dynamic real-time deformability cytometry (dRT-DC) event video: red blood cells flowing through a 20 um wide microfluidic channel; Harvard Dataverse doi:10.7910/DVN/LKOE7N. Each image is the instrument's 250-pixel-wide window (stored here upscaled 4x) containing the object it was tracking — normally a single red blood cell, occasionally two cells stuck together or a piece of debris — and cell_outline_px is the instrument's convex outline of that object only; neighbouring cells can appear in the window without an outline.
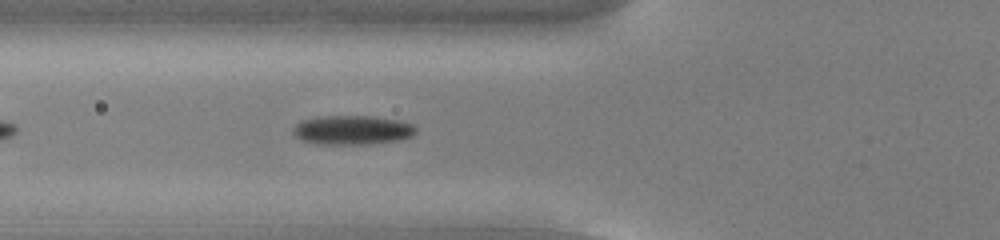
{"species": "common noctule bat (a hibernating species)", "species_latin": "Nyctalus noctula", "temperature_condition": "cold", "stored_images_in_passage": 19, "camera_frame_rate_fps": 3000, "um_per_image_px": 0.085, "animal": {"sex": "male", "body_mass_g": 13.0, "forearm_length_mm": 53.1}, "frame": {"image": 1, "passage_image": 6, "time_ms": 1.667, "image_size_px": [1000, 240], "cell_outline_px": [[416, 132], [412, 136], [400, 140], [368, 144], [316, 144], [300, 140], [292, 132], [292, 128], [296, 124], [304, 120], [324, 116], [368, 116], [396, 120], [412, 124], [416, 128]], "centroid_in_image_um": [29.93, 11.07], "position_along_channel_um": 95.9, "area_um2": 20.81}}
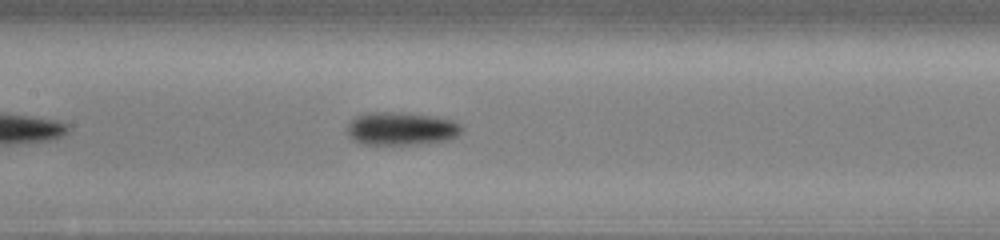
{"frame": {"image": 2, "passage_image": 12, "time_ms": 3.667, "image_size_px": [1000, 240], "cell_outline_px": [[464, 128], [456, 136], [444, 140], [416, 144], [364, 144], [348, 136], [348, 124], [356, 116], [364, 112], [400, 112], [432, 116], [452, 120], [460, 124]], "centroid_in_image_um": [34.09, 10.92], "position_along_channel_um": 173.3, "area_um2": 21.85}}
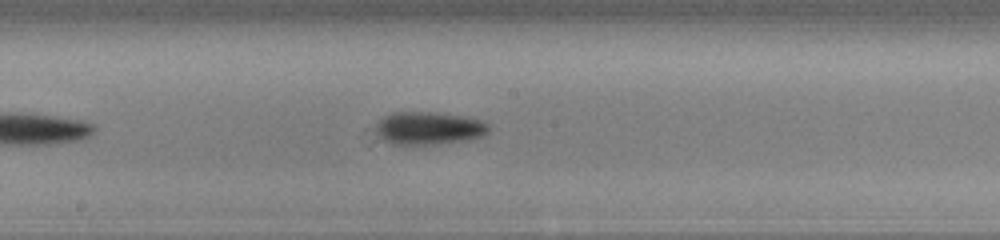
{"frame": {"image": 3, "passage_image": 15, "time_ms": 4.667, "image_size_px": [1000, 240], "cell_outline_px": [[488, 132], [484, 136], [472, 140], [436, 144], [392, 144], [384, 140], [380, 136], [376, 128], [376, 124], [384, 116], [392, 112], [436, 112], [464, 116], [480, 120], [488, 124]], "centroid_in_image_um": [36.49, 10.89], "position_along_channel_um": 211.7, "area_um2": 21.68}}